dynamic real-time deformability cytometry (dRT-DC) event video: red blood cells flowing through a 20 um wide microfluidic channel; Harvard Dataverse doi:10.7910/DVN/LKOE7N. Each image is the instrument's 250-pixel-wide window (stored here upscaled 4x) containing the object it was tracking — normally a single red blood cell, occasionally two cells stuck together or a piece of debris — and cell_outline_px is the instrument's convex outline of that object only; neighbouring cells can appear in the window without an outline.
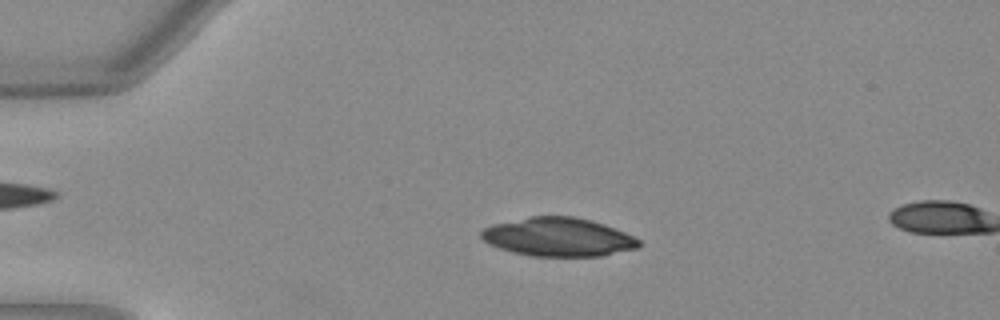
{"species": "Egyptian fruit bat (a non-hibernating species)", "species_latin": "Rousettus aegyptiacus", "temperature_condition": "warm", "stored_images_in_passage": 15, "camera_frame_rate_fps": 3000, "um_per_image_px": 0.085, "animal": {"sex": "female"}, "frame": {"image": 1, "passage_image": 11, "time_ms": 3.333, "image_size_px": [1000, 320], "cell_outline_px": [[640, 248], [600, 256], [532, 256], [512, 252], [488, 244], [480, 236], [480, 232], [484, 228], [492, 224], [528, 216], [572, 216], [592, 220], [604, 224], [624, 232], [640, 240]], "centroid_in_image_um": [47.44, 20.14], "position_along_channel_um": 37.6, "area_um2": 35.6}}